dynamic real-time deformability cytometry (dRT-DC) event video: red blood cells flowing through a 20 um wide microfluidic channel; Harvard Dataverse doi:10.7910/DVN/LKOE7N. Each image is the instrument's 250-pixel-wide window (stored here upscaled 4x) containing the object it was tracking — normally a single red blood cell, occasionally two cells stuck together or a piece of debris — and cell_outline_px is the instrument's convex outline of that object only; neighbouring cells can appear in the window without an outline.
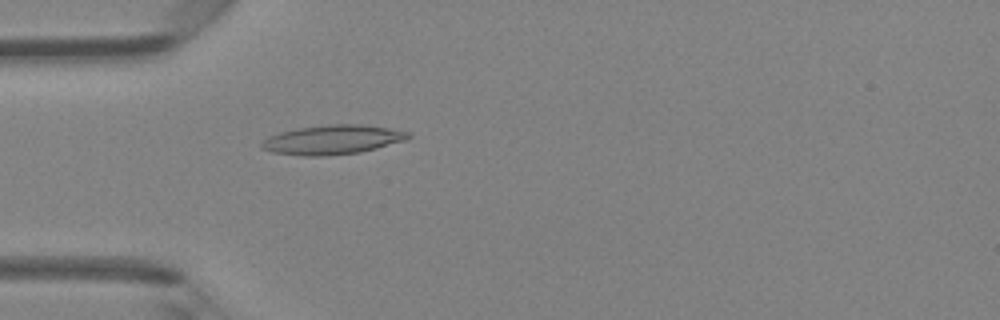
{"species": "Egyptian fruit bat (a non-hibernating species)", "species_latin": "Rousettus aegyptiacus", "temperature_condition": "room temperature", "stored_images_in_passage": 4, "camera_frame_rate_fps": 3000, "um_per_image_px": 0.085, "animal": {"sex": "female"}, "frame": {"image": 1, "passage_image": 4, "time_ms": 1.0, "image_size_px": [1000, 320], "cell_outline_px": [[412, 136], [404, 140], [376, 148], [360, 152], [324, 156], [304, 156], [272, 152], [260, 148], [260, 144], [268, 136], [280, 132], [296, 128], [328, 124], [360, 124], [388, 128], [412, 132]], "centroid_in_image_um": [28.24, 11.87], "position_along_channel_um": 56.8, "area_um2": 25.09}}